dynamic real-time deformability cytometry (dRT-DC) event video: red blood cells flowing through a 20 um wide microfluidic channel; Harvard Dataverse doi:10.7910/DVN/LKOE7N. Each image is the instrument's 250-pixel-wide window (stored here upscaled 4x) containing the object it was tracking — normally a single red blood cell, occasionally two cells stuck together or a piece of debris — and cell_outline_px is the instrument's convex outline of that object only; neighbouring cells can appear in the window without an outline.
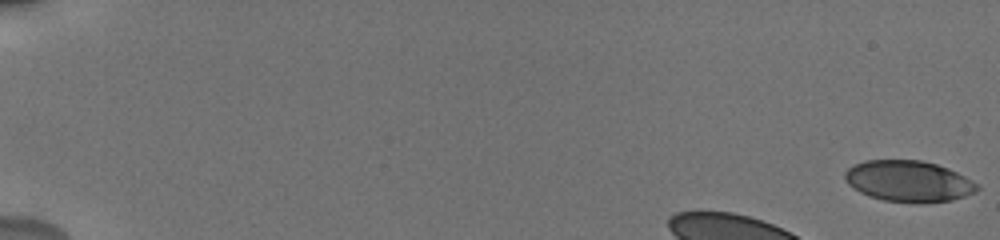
{"species": "human", "species_latin": "Homo sapiens", "temperature_condition": "cold", "stored_images_in_passage": 16, "camera_frame_rate_fps": 3000, "um_per_image_px": 0.085, "donor": {"sex": "male"}, "frame": {"image": 1, "passage_image": 1, "time_ms": 0.0, "image_size_px": [1000, 240], "cell_outline_px": [[980, 188], [976, 192], [952, 200], [920, 204], [884, 200], [868, 196], [860, 192], [848, 184], [844, 176], [844, 172], [848, 168], [864, 160], [920, 160], [936, 164], [948, 168], [980, 184]], "centroid_in_image_um": [77.25, 15.41], "position_along_channel_um": 7.8, "area_um2": 31.91}}